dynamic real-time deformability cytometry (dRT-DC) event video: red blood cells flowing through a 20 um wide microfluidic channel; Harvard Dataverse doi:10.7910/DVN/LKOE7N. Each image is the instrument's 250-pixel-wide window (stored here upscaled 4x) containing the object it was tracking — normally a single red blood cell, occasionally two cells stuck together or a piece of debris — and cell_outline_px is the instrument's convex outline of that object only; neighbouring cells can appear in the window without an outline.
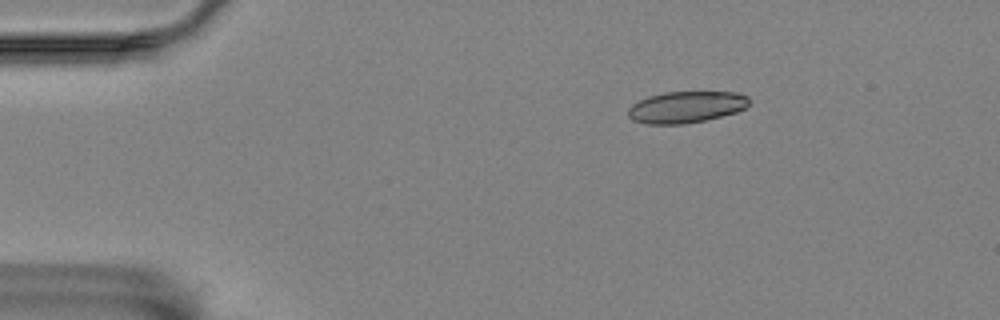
{"species": "Egyptian fruit bat (a non-hibernating species)", "species_latin": "Rousettus aegyptiacus", "temperature_condition": "room temperature", "stored_images_in_passage": 3, "camera_frame_rate_fps": 3000, "um_per_image_px": 0.085, "animal": {"sex": "female"}, "frame": {"image": 1, "passage_image": 1, "time_ms": 0.0, "image_size_px": [1000, 320], "cell_outline_px": [[748, 104], [744, 108], [736, 112], [704, 120], [684, 124], [648, 124], [632, 120], [628, 116], [628, 108], [632, 104], [648, 96], [664, 92], [736, 92], [748, 96]], "centroid_in_image_um": [58.29, 9.1], "position_along_channel_um": 26.7, "area_um2": 22.14}}